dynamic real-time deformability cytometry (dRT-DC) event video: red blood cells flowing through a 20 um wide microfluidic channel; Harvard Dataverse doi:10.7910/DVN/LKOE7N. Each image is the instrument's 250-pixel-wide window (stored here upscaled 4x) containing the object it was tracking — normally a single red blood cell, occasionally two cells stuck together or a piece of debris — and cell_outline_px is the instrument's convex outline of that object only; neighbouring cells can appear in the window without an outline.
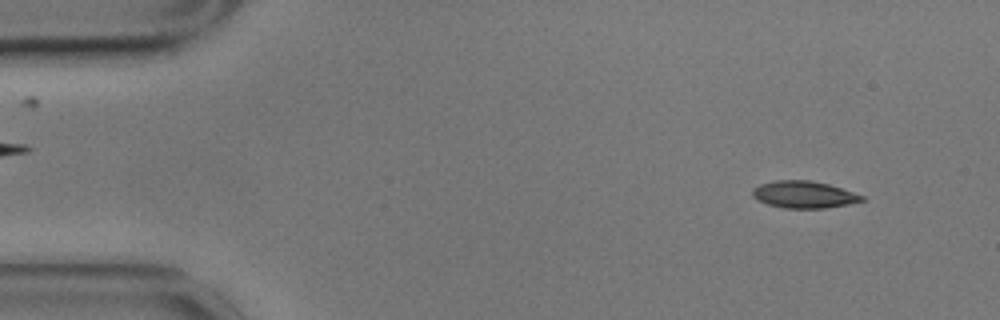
{"species": "common noctule bat (a hibernating species)", "species_latin": "Nyctalus noctula", "temperature_condition": "cold", "stored_images_in_passage": 56, "camera_frame_rate_fps": 3000, "um_per_image_px": 0.085, "animal": {"sex": "male", "body_mass_g": 17.9}, "frame": {"image": 1, "passage_image": 4, "time_ms": 1.0, "image_size_px": [1000, 320], "cell_outline_px": [[864, 200], [848, 204], [824, 208], [784, 208], [768, 204], [752, 196], [752, 188], [760, 184], [776, 180], [812, 180], [828, 184], [864, 196]], "centroid_in_image_um": [68.31, 16.53], "position_along_channel_um": 16.7, "area_um2": 17.05}}
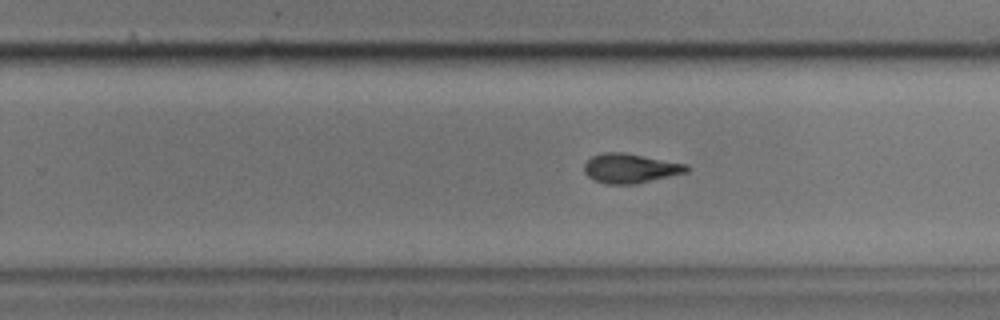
{"frame": {"image": 2, "passage_image": 34, "time_ms": 11.0, "image_size_px": [1000, 320], "cell_outline_px": [[688, 172], [636, 184], [604, 184], [588, 176], [584, 172], [584, 164], [592, 156], [604, 152], [624, 152], [688, 164]], "centroid_in_image_um": [53.58, 14.3], "position_along_channel_um": 276.2, "area_um2": 17.63}}
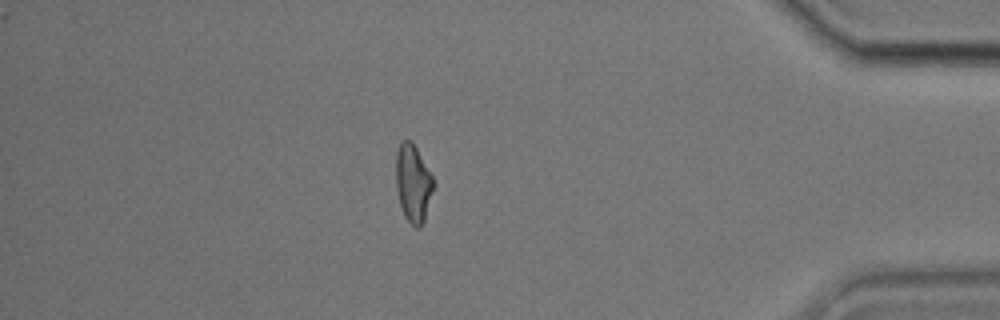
{"frame": {"image": 3, "passage_image": 48, "time_ms": 15.667, "image_size_px": [1000, 320], "cell_outline_px": [[432, 188], [424, 220], [420, 228], [416, 228], [404, 216], [400, 204], [396, 188], [396, 152], [400, 140], [412, 140], [432, 176]], "centroid_in_image_um": [35.07, 15.53], "position_along_channel_um": 400.1, "area_um2": 16.65}, "authors_computed_cell_mechanics": {"area_um2": 17.629, "velocity_mm_per_s": 3.5075, "shape_relaxation_time_tau1_ms": 3.5274, "shape_relaxation_time_tau2_ms": 2.6633, "deformation_change_tau1": 0.1442, "deformation_change_tau2": 0.0818}}